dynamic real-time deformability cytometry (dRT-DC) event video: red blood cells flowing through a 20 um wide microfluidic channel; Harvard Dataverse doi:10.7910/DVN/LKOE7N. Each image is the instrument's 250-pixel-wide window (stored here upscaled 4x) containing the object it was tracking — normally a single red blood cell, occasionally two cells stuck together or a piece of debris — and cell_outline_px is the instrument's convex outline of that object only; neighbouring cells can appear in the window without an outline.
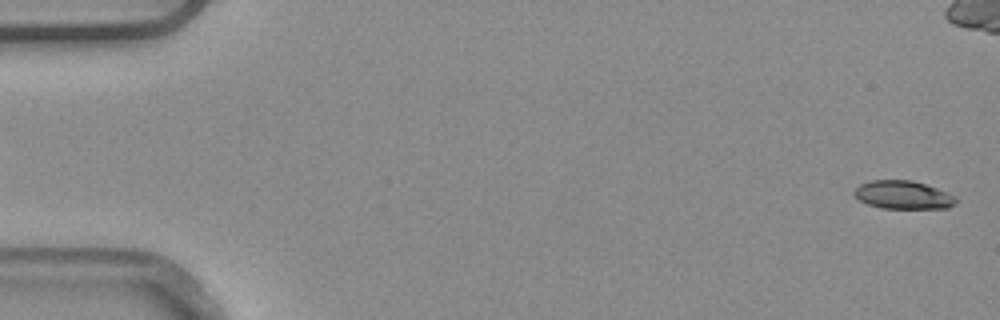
{"species": "common noctule bat (a hibernating species)", "species_latin": "Nyctalus noctula", "temperature_condition": "warm", "stored_images_in_passage": 5, "camera_frame_rate_fps": 3000, "um_per_image_px": 0.085, "animal": {"sex": "male", "body_mass_g": 20.4}, "frame": {"image": 1, "passage_image": 5, "time_ms": 1.333, "image_size_px": [1000, 320], "cell_outline_px": [[956, 204], [948, 208], [884, 208], [868, 204], [860, 200], [852, 192], [860, 184], [872, 180], [912, 180], [948, 192], [956, 196]], "centroid_in_image_um": [76.79, 16.56], "position_along_channel_um": 8.2, "area_um2": 16.65}}